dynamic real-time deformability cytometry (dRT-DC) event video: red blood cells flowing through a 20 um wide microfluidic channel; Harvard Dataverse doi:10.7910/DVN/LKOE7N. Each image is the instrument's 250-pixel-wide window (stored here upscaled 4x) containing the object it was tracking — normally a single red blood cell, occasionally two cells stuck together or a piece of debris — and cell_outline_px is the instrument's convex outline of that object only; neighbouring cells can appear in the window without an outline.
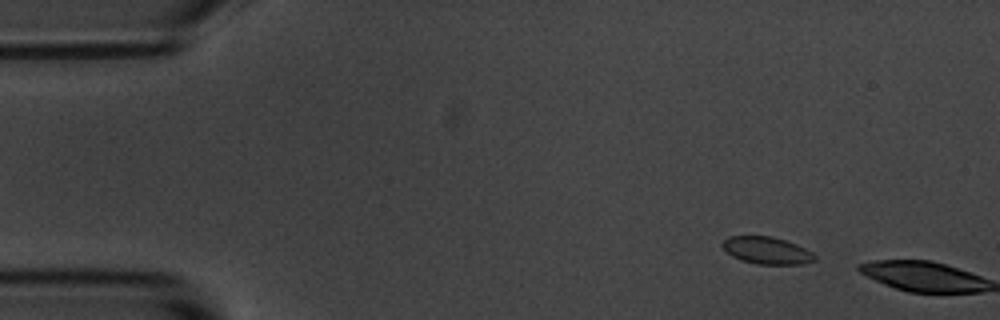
{"species": "common noctule bat (a hibernating species)", "species_latin": "Nyctalus noctula", "temperature_condition": "room temperature", "stored_images_in_passage": 4, "camera_frame_rate_fps": 3000, "um_per_image_px": 0.085, "animal": {"sex": "male", "body_mass_g": 20.1, "forearm_length_mm": 53.5}, "frame": {"image": 1, "passage_image": 2, "time_ms": 1.0, "image_size_px": [1000, 320], "cell_outline_px": [[816, 260], [804, 264], [756, 264], [740, 260], [732, 256], [720, 244], [728, 236], [772, 236], [796, 244], [812, 252], [816, 256]], "centroid_in_image_um": [65.18, 21.29], "position_along_channel_um": 19.8, "area_um2": 14.62}}